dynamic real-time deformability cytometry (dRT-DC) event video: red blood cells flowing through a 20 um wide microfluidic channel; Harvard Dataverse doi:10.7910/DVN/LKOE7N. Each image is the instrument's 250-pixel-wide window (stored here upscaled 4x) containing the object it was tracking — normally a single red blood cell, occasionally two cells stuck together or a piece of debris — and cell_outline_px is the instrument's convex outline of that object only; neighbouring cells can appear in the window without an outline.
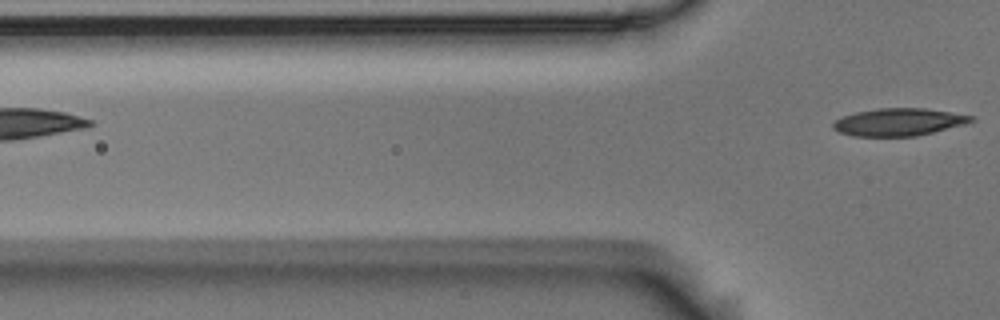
{"species": "Egyptian fruit bat (a non-hibernating species)", "species_latin": "Rousettus aegyptiacus", "temperature_condition": "room temperature", "stored_images_in_passage": 3, "camera_frame_rate_fps": 3000, "um_per_image_px": 0.085, "animal": {"sex": "male"}, "frame": {"image": 1, "passage_image": 3, "time_ms": 0.667, "image_size_px": [1000, 320], "cell_outline_px": [[976, 120], [964, 124], [916, 136], [852, 136], [840, 132], [832, 128], [832, 124], [836, 120], [844, 116], [856, 112], [880, 108], [924, 108], [976, 116]], "centroid_in_image_um": [76.41, 10.37], "position_along_channel_um": 49.4, "area_um2": 21.96}}